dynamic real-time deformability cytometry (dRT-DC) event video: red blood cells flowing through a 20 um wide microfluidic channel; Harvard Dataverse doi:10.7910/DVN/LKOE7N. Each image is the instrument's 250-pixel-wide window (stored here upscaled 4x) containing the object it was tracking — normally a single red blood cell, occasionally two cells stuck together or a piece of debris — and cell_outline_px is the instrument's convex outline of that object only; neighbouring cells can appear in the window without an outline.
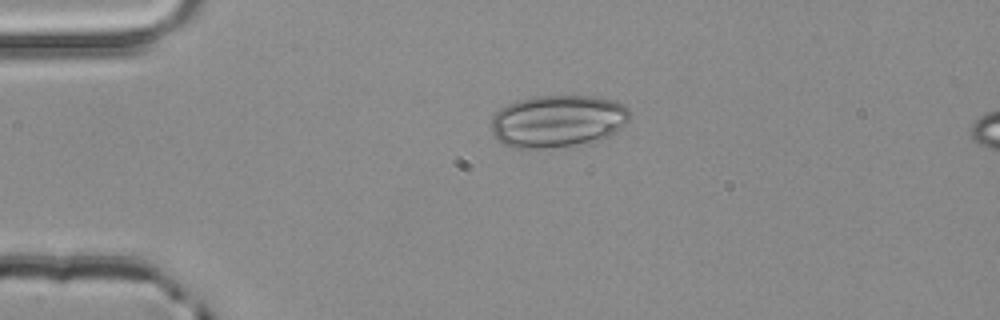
{"species": "common noctule bat (a hibernating species)", "species_latin": "Nyctalus noctula", "temperature_condition": "room temperature", "stored_images_in_passage": 2, "segment_of_instrument_passage": [1, 2], "camera_frame_rate_fps": 3000, "um_per_image_px": 0.085, "animal": {"sex": "male", "body_mass_g": 20.4}, "frame": {"image": 1, "passage_image": 1, "time_ms": 0.0, "image_size_px": [1000, 320], "cell_outline_px": [[632, 116], [620, 128], [608, 136], [572, 144], [544, 148], [512, 148], [496, 140], [492, 132], [492, 116], [500, 108], [516, 100], [532, 96], [592, 96], [612, 100], [628, 108], [632, 112]], "centroid_in_image_um": [47.36, 10.27], "position_along_channel_um": 37.6, "area_um2": 41.96}}